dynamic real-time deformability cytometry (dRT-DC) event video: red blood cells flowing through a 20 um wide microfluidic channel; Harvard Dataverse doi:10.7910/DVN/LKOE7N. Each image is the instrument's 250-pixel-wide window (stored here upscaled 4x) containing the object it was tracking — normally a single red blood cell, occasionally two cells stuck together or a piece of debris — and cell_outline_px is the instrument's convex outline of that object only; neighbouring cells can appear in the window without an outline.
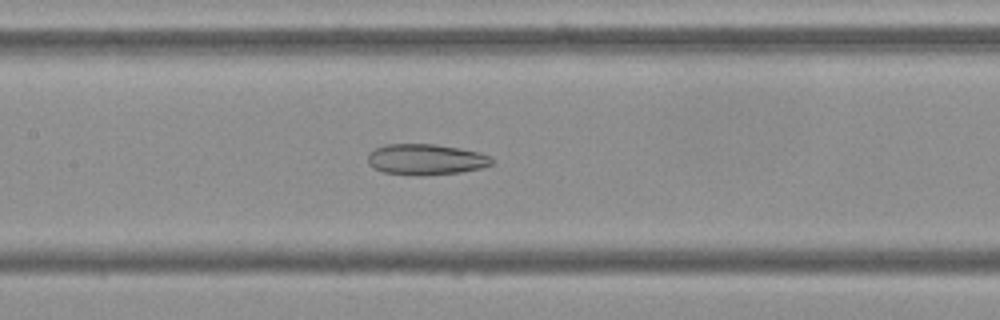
{"species": "Egyptian fruit bat (a non-hibernating species)", "species_latin": "Rousettus aegyptiacus", "temperature_condition": "cold", "stored_images_in_passage": 53, "camera_frame_rate_fps": 3000, "um_per_image_px": 0.085, "frame": {"image": 1, "passage_image": 24, "time_ms": 7.667, "image_size_px": [1000, 320], "cell_outline_px": [[496, 160], [492, 164], [484, 168], [460, 172], [424, 176], [416, 176], [384, 172], [372, 168], [368, 164], [368, 152], [384, 144], [432, 144], [460, 148], [480, 152], [492, 156]], "centroid_in_image_um": [36.23, 13.56], "position_along_channel_um": 171.2, "area_um2": 22.77}}
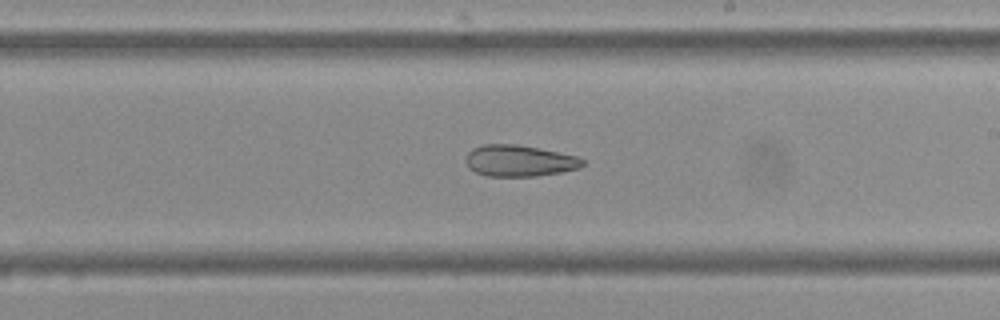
{"frame": {"image": 2, "passage_image": 30, "time_ms": 9.667, "image_size_px": [1000, 320], "cell_outline_px": [[584, 164], [580, 168], [560, 172], [536, 176], [484, 176], [468, 168], [464, 160], [468, 152], [472, 148], [484, 144], [516, 144], [580, 156], [584, 160]], "centroid_in_image_um": [44.12, 13.66], "position_along_channel_um": 244.9, "area_um2": 21.56}}
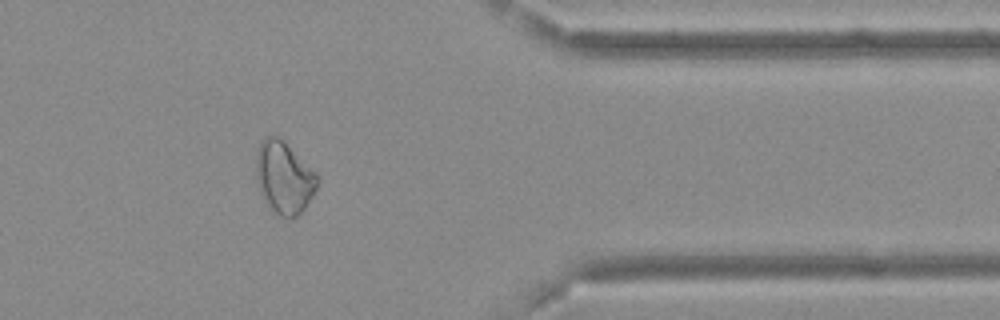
{"frame": {"image": 3, "passage_image": 43, "time_ms": 14.0, "image_size_px": [1000, 320], "cell_outline_px": [[320, 180], [312, 196], [304, 208], [292, 220], [276, 216], [268, 208], [264, 200], [256, 180], [256, 156], [260, 140], [264, 136], [280, 136], [316, 172]], "centroid_in_image_um": [24.13, 15.1], "position_along_channel_um": 387.3, "area_um2": 26.3}, "authors_computed_cell_mechanics": {"area_um2": 27.0504, "velocity_mm_per_s": 3.6944, "shape_relaxation_time_tau1_ms": null, "shape_relaxation_time_tau2_ms": 7.0295, "deformation_change_tau1": null, "deformation_change_tau2": 0.1683}}